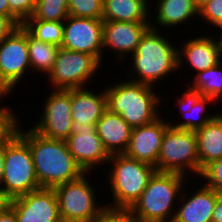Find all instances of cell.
Wrapping results in <instances>:
<instances>
[{
    "label": "cell",
    "instance_id": "30bf717a",
    "mask_svg": "<svg viewBox=\"0 0 222 222\" xmlns=\"http://www.w3.org/2000/svg\"><path fill=\"white\" fill-rule=\"evenodd\" d=\"M30 71L27 31L18 26L0 42V87L11 95Z\"/></svg>",
    "mask_w": 222,
    "mask_h": 222
},
{
    "label": "cell",
    "instance_id": "60d3db41",
    "mask_svg": "<svg viewBox=\"0 0 222 222\" xmlns=\"http://www.w3.org/2000/svg\"><path fill=\"white\" fill-rule=\"evenodd\" d=\"M220 30V31H219ZM218 32H220L219 33V35L218 34H216L217 35V37H216V39H217V41H218V45H219V50H220V55H221V58H222V27H219L218 28Z\"/></svg>",
    "mask_w": 222,
    "mask_h": 222
},
{
    "label": "cell",
    "instance_id": "52a82bcc",
    "mask_svg": "<svg viewBox=\"0 0 222 222\" xmlns=\"http://www.w3.org/2000/svg\"><path fill=\"white\" fill-rule=\"evenodd\" d=\"M39 188L29 145L15 133L4 142L1 189L13 199Z\"/></svg>",
    "mask_w": 222,
    "mask_h": 222
},
{
    "label": "cell",
    "instance_id": "7a4b0ae2",
    "mask_svg": "<svg viewBox=\"0 0 222 222\" xmlns=\"http://www.w3.org/2000/svg\"><path fill=\"white\" fill-rule=\"evenodd\" d=\"M160 30L150 28L142 37L131 58L128 78L131 81L157 87L178 70L177 47L173 40L165 37Z\"/></svg>",
    "mask_w": 222,
    "mask_h": 222
},
{
    "label": "cell",
    "instance_id": "e575fe53",
    "mask_svg": "<svg viewBox=\"0 0 222 222\" xmlns=\"http://www.w3.org/2000/svg\"><path fill=\"white\" fill-rule=\"evenodd\" d=\"M15 28H17V26L8 17L0 15V42Z\"/></svg>",
    "mask_w": 222,
    "mask_h": 222
},
{
    "label": "cell",
    "instance_id": "44dd1931",
    "mask_svg": "<svg viewBox=\"0 0 222 222\" xmlns=\"http://www.w3.org/2000/svg\"><path fill=\"white\" fill-rule=\"evenodd\" d=\"M91 89H71V116L76 125L96 124L108 109L105 87L99 93Z\"/></svg>",
    "mask_w": 222,
    "mask_h": 222
},
{
    "label": "cell",
    "instance_id": "f1b7e54d",
    "mask_svg": "<svg viewBox=\"0 0 222 222\" xmlns=\"http://www.w3.org/2000/svg\"><path fill=\"white\" fill-rule=\"evenodd\" d=\"M69 16L102 19L103 0H68Z\"/></svg>",
    "mask_w": 222,
    "mask_h": 222
},
{
    "label": "cell",
    "instance_id": "9c48e42d",
    "mask_svg": "<svg viewBox=\"0 0 222 222\" xmlns=\"http://www.w3.org/2000/svg\"><path fill=\"white\" fill-rule=\"evenodd\" d=\"M102 66L95 55L60 47L52 70L48 73L49 86L52 89L89 88V82L94 80Z\"/></svg>",
    "mask_w": 222,
    "mask_h": 222
},
{
    "label": "cell",
    "instance_id": "ee69618b",
    "mask_svg": "<svg viewBox=\"0 0 222 222\" xmlns=\"http://www.w3.org/2000/svg\"><path fill=\"white\" fill-rule=\"evenodd\" d=\"M143 2H145L149 7L151 6V3L153 2V1H155V0H152V2H150V4H149V1H151V0H142Z\"/></svg>",
    "mask_w": 222,
    "mask_h": 222
},
{
    "label": "cell",
    "instance_id": "d6986e66",
    "mask_svg": "<svg viewBox=\"0 0 222 222\" xmlns=\"http://www.w3.org/2000/svg\"><path fill=\"white\" fill-rule=\"evenodd\" d=\"M202 183L192 194L189 190L187 193L188 187L184 186L172 222H212L218 193Z\"/></svg>",
    "mask_w": 222,
    "mask_h": 222
},
{
    "label": "cell",
    "instance_id": "5bb4252c",
    "mask_svg": "<svg viewBox=\"0 0 222 222\" xmlns=\"http://www.w3.org/2000/svg\"><path fill=\"white\" fill-rule=\"evenodd\" d=\"M17 222H62L53 188H39L13 198L10 206Z\"/></svg>",
    "mask_w": 222,
    "mask_h": 222
},
{
    "label": "cell",
    "instance_id": "d6a6232c",
    "mask_svg": "<svg viewBox=\"0 0 222 222\" xmlns=\"http://www.w3.org/2000/svg\"><path fill=\"white\" fill-rule=\"evenodd\" d=\"M199 17L203 18L205 26L222 27V0H211L199 10ZM207 23V25H206Z\"/></svg>",
    "mask_w": 222,
    "mask_h": 222
},
{
    "label": "cell",
    "instance_id": "74e56055",
    "mask_svg": "<svg viewBox=\"0 0 222 222\" xmlns=\"http://www.w3.org/2000/svg\"><path fill=\"white\" fill-rule=\"evenodd\" d=\"M0 222H17L14 210L11 207L0 215Z\"/></svg>",
    "mask_w": 222,
    "mask_h": 222
},
{
    "label": "cell",
    "instance_id": "ab89813d",
    "mask_svg": "<svg viewBox=\"0 0 222 222\" xmlns=\"http://www.w3.org/2000/svg\"><path fill=\"white\" fill-rule=\"evenodd\" d=\"M4 170V143H0V188Z\"/></svg>",
    "mask_w": 222,
    "mask_h": 222
},
{
    "label": "cell",
    "instance_id": "f35d334b",
    "mask_svg": "<svg viewBox=\"0 0 222 222\" xmlns=\"http://www.w3.org/2000/svg\"><path fill=\"white\" fill-rule=\"evenodd\" d=\"M0 15L10 19V7L7 0H0Z\"/></svg>",
    "mask_w": 222,
    "mask_h": 222
},
{
    "label": "cell",
    "instance_id": "8d00e7d4",
    "mask_svg": "<svg viewBox=\"0 0 222 222\" xmlns=\"http://www.w3.org/2000/svg\"><path fill=\"white\" fill-rule=\"evenodd\" d=\"M12 199L0 188V215L11 206Z\"/></svg>",
    "mask_w": 222,
    "mask_h": 222
},
{
    "label": "cell",
    "instance_id": "4316f807",
    "mask_svg": "<svg viewBox=\"0 0 222 222\" xmlns=\"http://www.w3.org/2000/svg\"><path fill=\"white\" fill-rule=\"evenodd\" d=\"M22 27L39 41L62 46L63 21L26 20Z\"/></svg>",
    "mask_w": 222,
    "mask_h": 222
},
{
    "label": "cell",
    "instance_id": "b9f144b4",
    "mask_svg": "<svg viewBox=\"0 0 222 222\" xmlns=\"http://www.w3.org/2000/svg\"><path fill=\"white\" fill-rule=\"evenodd\" d=\"M210 1L211 0H194L195 4L199 10Z\"/></svg>",
    "mask_w": 222,
    "mask_h": 222
},
{
    "label": "cell",
    "instance_id": "7c38bea8",
    "mask_svg": "<svg viewBox=\"0 0 222 222\" xmlns=\"http://www.w3.org/2000/svg\"><path fill=\"white\" fill-rule=\"evenodd\" d=\"M103 20L68 16L63 21V43L61 48L95 55L102 63Z\"/></svg>",
    "mask_w": 222,
    "mask_h": 222
},
{
    "label": "cell",
    "instance_id": "277c9868",
    "mask_svg": "<svg viewBox=\"0 0 222 222\" xmlns=\"http://www.w3.org/2000/svg\"><path fill=\"white\" fill-rule=\"evenodd\" d=\"M187 178L179 173L156 171L131 212L139 222H172Z\"/></svg>",
    "mask_w": 222,
    "mask_h": 222
},
{
    "label": "cell",
    "instance_id": "9a60e30c",
    "mask_svg": "<svg viewBox=\"0 0 222 222\" xmlns=\"http://www.w3.org/2000/svg\"><path fill=\"white\" fill-rule=\"evenodd\" d=\"M150 24V22L103 21V52L111 51L110 53H115V60L125 62L129 55L135 53L142 37L151 28Z\"/></svg>",
    "mask_w": 222,
    "mask_h": 222
},
{
    "label": "cell",
    "instance_id": "d590c367",
    "mask_svg": "<svg viewBox=\"0 0 222 222\" xmlns=\"http://www.w3.org/2000/svg\"><path fill=\"white\" fill-rule=\"evenodd\" d=\"M212 222H222V194L219 193L213 210Z\"/></svg>",
    "mask_w": 222,
    "mask_h": 222
},
{
    "label": "cell",
    "instance_id": "603a6c76",
    "mask_svg": "<svg viewBox=\"0 0 222 222\" xmlns=\"http://www.w3.org/2000/svg\"><path fill=\"white\" fill-rule=\"evenodd\" d=\"M198 145L199 177L211 162L222 158V117L218 114L212 121L195 131Z\"/></svg>",
    "mask_w": 222,
    "mask_h": 222
},
{
    "label": "cell",
    "instance_id": "3957f363",
    "mask_svg": "<svg viewBox=\"0 0 222 222\" xmlns=\"http://www.w3.org/2000/svg\"><path fill=\"white\" fill-rule=\"evenodd\" d=\"M120 80L105 88L107 107L112 113L119 114L132 128L152 123L161 116V102L167 101L162 100L156 87L127 78Z\"/></svg>",
    "mask_w": 222,
    "mask_h": 222
},
{
    "label": "cell",
    "instance_id": "ac0fdd59",
    "mask_svg": "<svg viewBox=\"0 0 222 222\" xmlns=\"http://www.w3.org/2000/svg\"><path fill=\"white\" fill-rule=\"evenodd\" d=\"M187 87L183 90L184 92L177 96L176 102L177 106L181 111V117L184 120L177 121L175 119L168 120L169 124L176 129H186L190 131H196L203 126H205L209 121H212L219 113V110L213 111V115L207 113L208 104H214L216 106V101L208 96H203L198 90L192 89L189 84H185ZM181 95V96H180ZM207 108V109H206ZM183 115V116H182ZM175 123V124H174Z\"/></svg>",
    "mask_w": 222,
    "mask_h": 222
},
{
    "label": "cell",
    "instance_id": "484cf974",
    "mask_svg": "<svg viewBox=\"0 0 222 222\" xmlns=\"http://www.w3.org/2000/svg\"><path fill=\"white\" fill-rule=\"evenodd\" d=\"M193 79L186 84H190L192 89L198 90L203 96L213 98L217 104L222 103V61L212 68L197 73Z\"/></svg>",
    "mask_w": 222,
    "mask_h": 222
},
{
    "label": "cell",
    "instance_id": "83f0119b",
    "mask_svg": "<svg viewBox=\"0 0 222 222\" xmlns=\"http://www.w3.org/2000/svg\"><path fill=\"white\" fill-rule=\"evenodd\" d=\"M68 16V0H37L27 20L64 21Z\"/></svg>",
    "mask_w": 222,
    "mask_h": 222
},
{
    "label": "cell",
    "instance_id": "8992f818",
    "mask_svg": "<svg viewBox=\"0 0 222 222\" xmlns=\"http://www.w3.org/2000/svg\"><path fill=\"white\" fill-rule=\"evenodd\" d=\"M155 169L157 172L179 173L191 180L193 175L197 180L199 159L195 131L176 129L170 125L163 136Z\"/></svg>",
    "mask_w": 222,
    "mask_h": 222
},
{
    "label": "cell",
    "instance_id": "6da1fadb",
    "mask_svg": "<svg viewBox=\"0 0 222 222\" xmlns=\"http://www.w3.org/2000/svg\"><path fill=\"white\" fill-rule=\"evenodd\" d=\"M19 123L16 133L29 145L38 183L42 188H54L78 179L85 172L75 162L66 141L48 139L32 128L22 130Z\"/></svg>",
    "mask_w": 222,
    "mask_h": 222
},
{
    "label": "cell",
    "instance_id": "8fae6325",
    "mask_svg": "<svg viewBox=\"0 0 222 222\" xmlns=\"http://www.w3.org/2000/svg\"><path fill=\"white\" fill-rule=\"evenodd\" d=\"M47 97V98H46ZM45 97L41 116L32 129L48 139L66 140L71 135V89H52Z\"/></svg>",
    "mask_w": 222,
    "mask_h": 222
},
{
    "label": "cell",
    "instance_id": "2e32d148",
    "mask_svg": "<svg viewBox=\"0 0 222 222\" xmlns=\"http://www.w3.org/2000/svg\"><path fill=\"white\" fill-rule=\"evenodd\" d=\"M163 114L154 122L132 128L129 145L124 154L138 161L156 166L166 129L170 126Z\"/></svg>",
    "mask_w": 222,
    "mask_h": 222
},
{
    "label": "cell",
    "instance_id": "1f68e13d",
    "mask_svg": "<svg viewBox=\"0 0 222 222\" xmlns=\"http://www.w3.org/2000/svg\"><path fill=\"white\" fill-rule=\"evenodd\" d=\"M201 182L217 193L222 194V158L211 162L203 170L199 177Z\"/></svg>",
    "mask_w": 222,
    "mask_h": 222
},
{
    "label": "cell",
    "instance_id": "d4e9b609",
    "mask_svg": "<svg viewBox=\"0 0 222 222\" xmlns=\"http://www.w3.org/2000/svg\"><path fill=\"white\" fill-rule=\"evenodd\" d=\"M27 46L31 73L42 74L44 77L52 70L59 46L39 41L27 32ZM45 74V75H44Z\"/></svg>",
    "mask_w": 222,
    "mask_h": 222
},
{
    "label": "cell",
    "instance_id": "4fadbf2b",
    "mask_svg": "<svg viewBox=\"0 0 222 222\" xmlns=\"http://www.w3.org/2000/svg\"><path fill=\"white\" fill-rule=\"evenodd\" d=\"M65 141L75 162L84 172L105 166L110 159L111 155L96 132V124L76 125L72 121L71 135Z\"/></svg>",
    "mask_w": 222,
    "mask_h": 222
},
{
    "label": "cell",
    "instance_id": "e0dca14e",
    "mask_svg": "<svg viewBox=\"0 0 222 222\" xmlns=\"http://www.w3.org/2000/svg\"><path fill=\"white\" fill-rule=\"evenodd\" d=\"M194 37H189L186 41L183 39L184 43L179 45L177 49V72H179L180 69L182 71L183 66L187 67L186 64L188 63L190 69H193V72L195 71V74H192L191 76H195L197 73L212 68L222 61L215 34V38L212 34L211 36H208V33L206 35L201 33V35L197 37L195 35Z\"/></svg>",
    "mask_w": 222,
    "mask_h": 222
},
{
    "label": "cell",
    "instance_id": "ffe728a7",
    "mask_svg": "<svg viewBox=\"0 0 222 222\" xmlns=\"http://www.w3.org/2000/svg\"><path fill=\"white\" fill-rule=\"evenodd\" d=\"M155 4V12L150 13V25L155 30L160 29L162 31L161 29L165 27V29L170 28L172 31L174 27L178 29L182 28L181 25L191 23L192 18L193 21L197 17L200 19L199 9L194 0H158L157 2L155 1ZM154 13L156 14L155 16H153Z\"/></svg>",
    "mask_w": 222,
    "mask_h": 222
},
{
    "label": "cell",
    "instance_id": "7bdbcfd3",
    "mask_svg": "<svg viewBox=\"0 0 222 222\" xmlns=\"http://www.w3.org/2000/svg\"><path fill=\"white\" fill-rule=\"evenodd\" d=\"M5 91L0 87V99L5 95Z\"/></svg>",
    "mask_w": 222,
    "mask_h": 222
},
{
    "label": "cell",
    "instance_id": "5b68a950",
    "mask_svg": "<svg viewBox=\"0 0 222 222\" xmlns=\"http://www.w3.org/2000/svg\"><path fill=\"white\" fill-rule=\"evenodd\" d=\"M111 163V164H110ZM111 170L106 172L112 200L106 203L111 208L130 209L142 195L149 179L156 172L154 166L123 154H113L107 161Z\"/></svg>",
    "mask_w": 222,
    "mask_h": 222
},
{
    "label": "cell",
    "instance_id": "f546056e",
    "mask_svg": "<svg viewBox=\"0 0 222 222\" xmlns=\"http://www.w3.org/2000/svg\"><path fill=\"white\" fill-rule=\"evenodd\" d=\"M7 96L10 95L5 94L0 99V143L8 141L16 133L19 122H21L14 109H10V106H6L5 104L3 106L1 101L6 99Z\"/></svg>",
    "mask_w": 222,
    "mask_h": 222
},
{
    "label": "cell",
    "instance_id": "836d02e7",
    "mask_svg": "<svg viewBox=\"0 0 222 222\" xmlns=\"http://www.w3.org/2000/svg\"><path fill=\"white\" fill-rule=\"evenodd\" d=\"M93 222H139L130 209L106 206Z\"/></svg>",
    "mask_w": 222,
    "mask_h": 222
},
{
    "label": "cell",
    "instance_id": "7402d4cb",
    "mask_svg": "<svg viewBox=\"0 0 222 222\" xmlns=\"http://www.w3.org/2000/svg\"><path fill=\"white\" fill-rule=\"evenodd\" d=\"M132 127L107 109L96 123V132L110 155L123 154L129 145Z\"/></svg>",
    "mask_w": 222,
    "mask_h": 222
},
{
    "label": "cell",
    "instance_id": "cb8c5ba5",
    "mask_svg": "<svg viewBox=\"0 0 222 222\" xmlns=\"http://www.w3.org/2000/svg\"><path fill=\"white\" fill-rule=\"evenodd\" d=\"M151 7L142 0H103V21L150 22Z\"/></svg>",
    "mask_w": 222,
    "mask_h": 222
},
{
    "label": "cell",
    "instance_id": "4dcf8cb0",
    "mask_svg": "<svg viewBox=\"0 0 222 222\" xmlns=\"http://www.w3.org/2000/svg\"><path fill=\"white\" fill-rule=\"evenodd\" d=\"M10 7V20L18 27L29 19L37 0H7Z\"/></svg>",
    "mask_w": 222,
    "mask_h": 222
},
{
    "label": "cell",
    "instance_id": "ba28073f",
    "mask_svg": "<svg viewBox=\"0 0 222 222\" xmlns=\"http://www.w3.org/2000/svg\"><path fill=\"white\" fill-rule=\"evenodd\" d=\"M90 174L85 172L78 179L53 188L62 222H93L106 207L97 203L98 190L90 183Z\"/></svg>",
    "mask_w": 222,
    "mask_h": 222
}]
</instances>
